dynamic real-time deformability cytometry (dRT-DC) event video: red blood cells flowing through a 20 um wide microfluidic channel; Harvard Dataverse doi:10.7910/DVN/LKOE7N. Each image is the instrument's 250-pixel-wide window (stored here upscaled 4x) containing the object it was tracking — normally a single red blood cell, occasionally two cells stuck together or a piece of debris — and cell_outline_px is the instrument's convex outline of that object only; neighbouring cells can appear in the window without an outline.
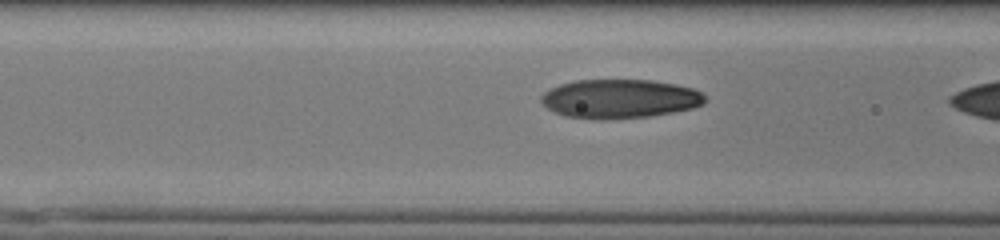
{"species": "human", "species_latin": "Homo sapiens", "temperature_condition": "cold", "stored_images_in_passage": 16, "camera_frame_rate_fps": 3000, "um_per_image_px": 0.085, "donor": {"sex": "male"}, "frame": {"image": 1, "passage_image": 15, "time_ms": 4.667, "image_size_px": [1000, 240], "cell_outline_px": [[704, 104], [692, 108], [672, 112], [648, 116], [600, 120], [564, 116], [548, 108], [540, 100], [540, 96], [544, 92], [560, 84], [576, 80], [652, 80], [676, 84], [692, 88], [700, 92], [704, 96]], "centroid_in_image_um": [52.66, 8.39], "position_along_channel_um": 113.9, "area_um2": 37.05}}